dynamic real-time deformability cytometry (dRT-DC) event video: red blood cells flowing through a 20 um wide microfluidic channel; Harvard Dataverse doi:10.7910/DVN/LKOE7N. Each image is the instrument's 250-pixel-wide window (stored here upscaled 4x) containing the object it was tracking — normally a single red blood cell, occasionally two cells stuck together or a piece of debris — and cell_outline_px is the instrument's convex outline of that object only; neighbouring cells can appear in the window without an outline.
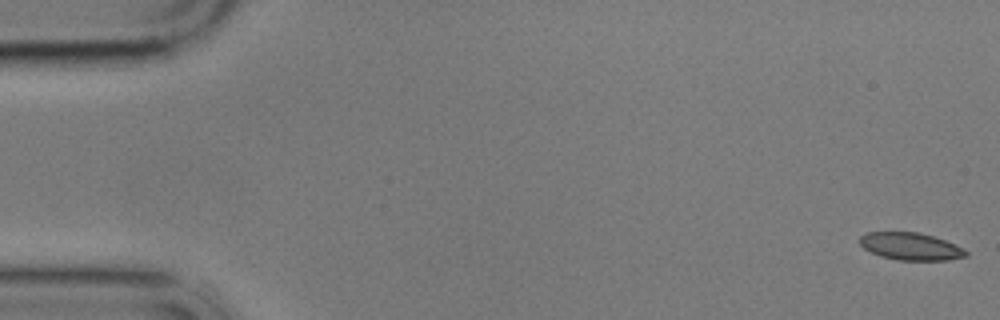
{"species": "common noctule bat (a hibernating species)", "species_latin": "Nyctalus noctula", "temperature_condition": "cold", "stored_images_in_passage": 11, "camera_frame_rate_fps": 3000, "um_per_image_px": 0.085, "animal": {"sex": "male", "body_mass_g": 17.9}, "frame": {"image": 1, "passage_image": 1, "time_ms": 0.0, "image_size_px": [1000, 320], "cell_outline_px": [[968, 256], [948, 260], [896, 260], [880, 256], [864, 248], [860, 244], [860, 236], [864, 232], [920, 232], [956, 244], [964, 248], [968, 252]], "centroid_in_image_um": [77.42, 20.94], "position_along_channel_um": 7.6, "area_um2": 17.05}}
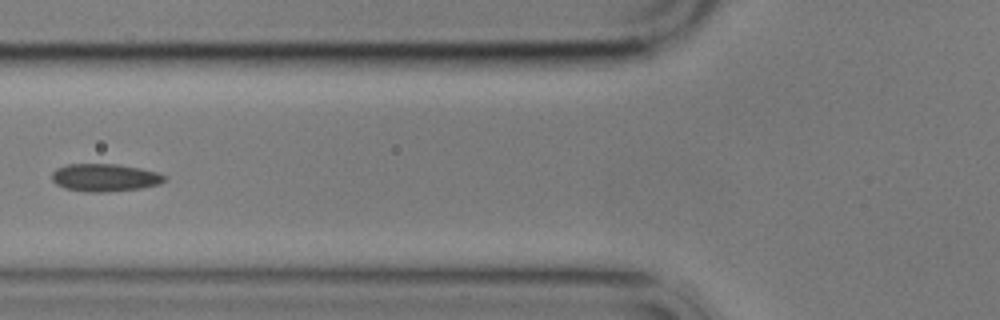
{"frame": {"image": 2, "passage_image": 6, "time_ms": 7.0, "image_size_px": [1000, 320], "cell_outline_px": [[168, 180], [160, 184], [140, 188], [104, 192], [88, 192], [64, 188], [56, 184], [52, 180], [52, 172], [56, 168], [68, 164], [116, 164], [140, 168], [156, 172], [168, 176]], "centroid_in_image_um": [8.93, 15.09], "position_along_channel_um": 116.9, "area_um2": 18.26}}
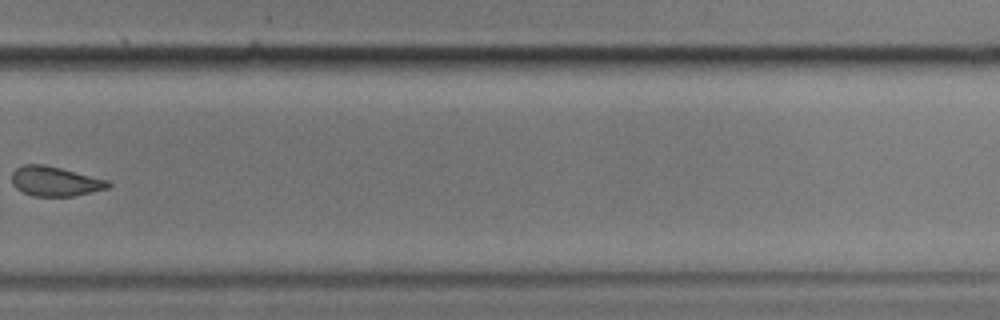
{"frame": {"image": 3, "passage_image": 11, "time_ms": 13.0, "image_size_px": [1000, 320], "cell_outline_px": [[112, 184], [108, 188], [76, 196], [32, 196], [16, 188], [12, 184], [12, 172], [16, 168], [24, 164], [44, 164], [108, 180]], "centroid_in_image_um": [4.67, 15.41], "position_along_channel_um": 325.1, "area_um2": 16.65}}